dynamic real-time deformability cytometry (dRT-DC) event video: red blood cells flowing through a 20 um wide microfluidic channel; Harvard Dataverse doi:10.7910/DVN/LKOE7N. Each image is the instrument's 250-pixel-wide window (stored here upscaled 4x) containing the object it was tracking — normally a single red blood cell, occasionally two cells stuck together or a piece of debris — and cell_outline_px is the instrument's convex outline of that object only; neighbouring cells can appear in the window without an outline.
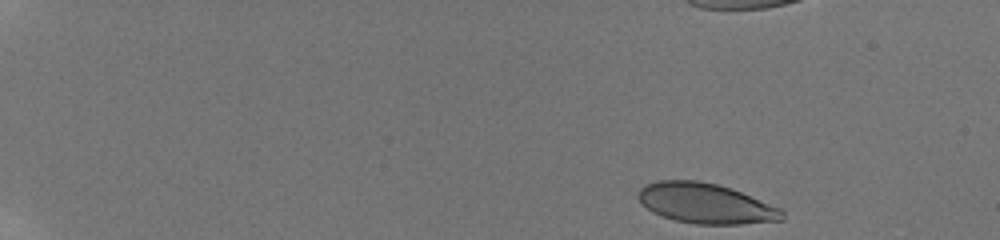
{"species": "human", "species_latin": "Homo sapiens", "temperature_condition": "room temperature", "stored_images_in_passage": 30, "camera_frame_rate_fps": 3000, "um_per_image_px": 0.085, "donor": {"sex": "male"}, "frame": {"image": 1, "passage_image": 1, "time_ms": 0.0, "image_size_px": [1000, 240], "cell_outline_px": [[784, 220], [740, 224], [696, 224], [676, 220], [652, 212], [636, 196], [640, 188], [644, 184], [656, 180], [700, 180], [716, 184], [740, 192], [780, 208], [784, 212]], "centroid_in_image_um": [59.96, 17.28], "position_along_channel_um": 25.0, "area_um2": 33.47}}
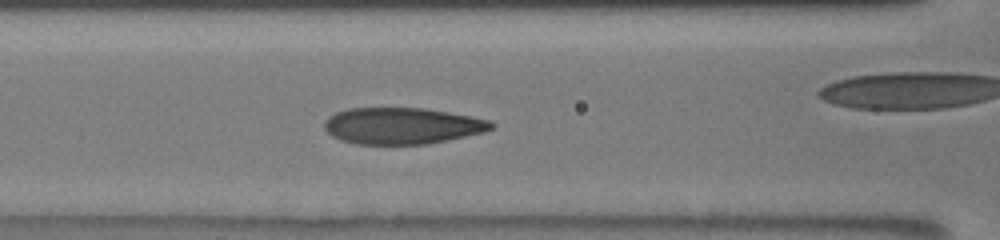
{"frame": {"image": 2, "passage_image": 20, "time_ms": 6.667, "image_size_px": [1000, 240], "cell_outline_px": [[496, 124], [492, 128], [484, 132], [448, 140], [428, 144], [356, 144], [340, 140], [332, 136], [324, 128], [324, 124], [328, 116], [336, 112], [348, 108], [424, 108], [472, 116], [492, 120]], "centroid_in_image_um": [34.19, 10.69], "position_along_channel_um": 132.4, "area_um2": 35.66}}
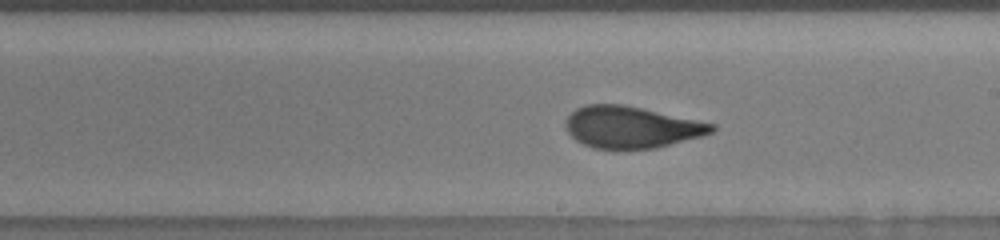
{"frame": {"image": 3, "passage_image": 27, "time_ms": 9.333, "image_size_px": [1000, 240], "cell_outline_px": [[716, 128], [712, 132], [700, 136], [656, 148], [616, 152], [592, 148], [576, 140], [568, 132], [564, 124], [564, 120], [576, 108], [584, 104], [624, 104], [716, 124]], "centroid_in_image_um": [53.61, 10.84], "position_along_channel_um": 235.4, "area_um2": 36.24}}